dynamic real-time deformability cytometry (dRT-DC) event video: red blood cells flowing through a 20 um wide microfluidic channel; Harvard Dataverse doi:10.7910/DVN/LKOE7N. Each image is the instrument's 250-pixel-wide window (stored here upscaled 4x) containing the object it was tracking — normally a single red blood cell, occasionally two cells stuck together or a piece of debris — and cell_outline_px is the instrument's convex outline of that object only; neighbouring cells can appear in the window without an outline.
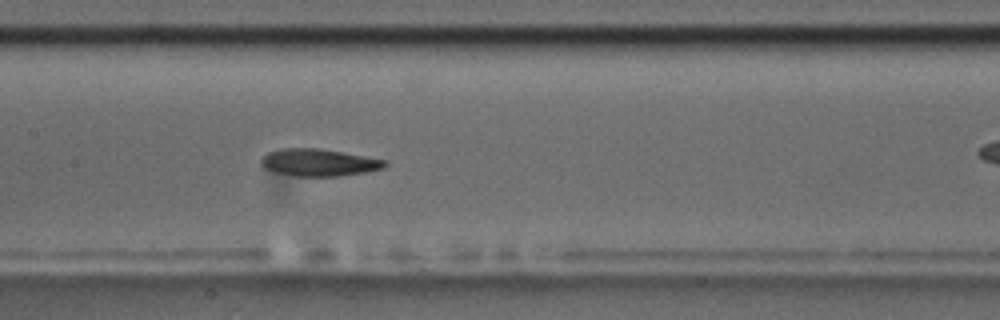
{"species": "common noctule bat (a hibernating species)", "species_latin": "Nyctalus noctula", "temperature_condition": "room temperature", "stored_images_in_passage": 7, "segment_of_instrument_passage": [1, 2], "camera_frame_rate_fps": 3000, "um_per_image_px": 0.085, "animal": {"sex": "male", "body_mass_g": 17.5, "forearm_length_mm": 52.3}, "frame": {"image": 1, "passage_image": 6, "time_ms": 5.667, "image_size_px": [1000, 320], "cell_outline_px": [[388, 164], [384, 168], [368, 172], [340, 176], [296, 176], [272, 172], [264, 168], [260, 164], [260, 160], [268, 152], [280, 148], [316, 148], [388, 160]], "centroid_in_image_um": [27.09, 13.82], "position_along_channel_um": 180.3, "area_um2": 19.77}}